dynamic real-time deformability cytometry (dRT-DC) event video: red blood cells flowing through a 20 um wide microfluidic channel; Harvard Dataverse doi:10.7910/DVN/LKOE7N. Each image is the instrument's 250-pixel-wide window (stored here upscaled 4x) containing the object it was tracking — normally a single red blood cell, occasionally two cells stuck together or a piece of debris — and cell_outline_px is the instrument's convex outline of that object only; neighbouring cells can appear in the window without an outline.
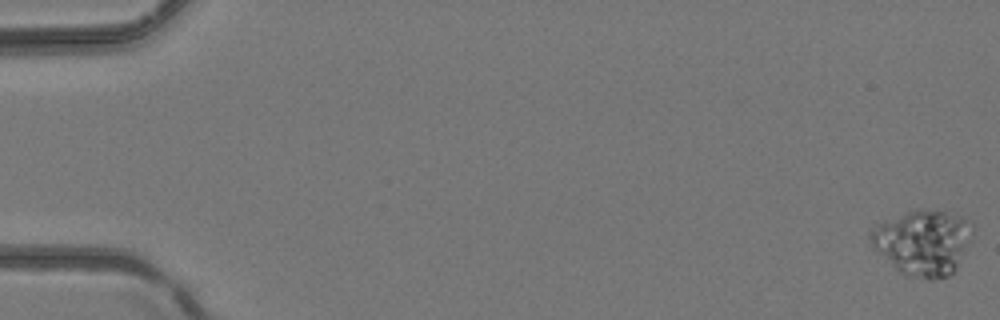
{"species": "common noctule bat (a hibernating species)", "species_latin": "Nyctalus noctula", "temperature_condition": "room temperature", "stored_images_in_passage": 4, "camera_frame_rate_fps": 3000, "um_per_image_px": 0.085, "animal": {"sex": "female", "body_mass_g": 24.6, "forearm_length_mm": 56.2}, "frame": {"image": 1, "passage_image": 1, "time_ms": 0.0, "image_size_px": [1000, 320], "cell_outline_px": [[976, 228], [972, 240], [956, 268], [948, 276], [932, 280], [928, 280], [908, 276], [900, 272], [872, 248], [868, 236], [868, 232], [876, 224], [916, 208], [920, 208], [944, 212], [964, 216]], "centroid_in_image_um": [78.47, 20.59], "position_along_channel_um": 6.5, "area_um2": 39.48}}